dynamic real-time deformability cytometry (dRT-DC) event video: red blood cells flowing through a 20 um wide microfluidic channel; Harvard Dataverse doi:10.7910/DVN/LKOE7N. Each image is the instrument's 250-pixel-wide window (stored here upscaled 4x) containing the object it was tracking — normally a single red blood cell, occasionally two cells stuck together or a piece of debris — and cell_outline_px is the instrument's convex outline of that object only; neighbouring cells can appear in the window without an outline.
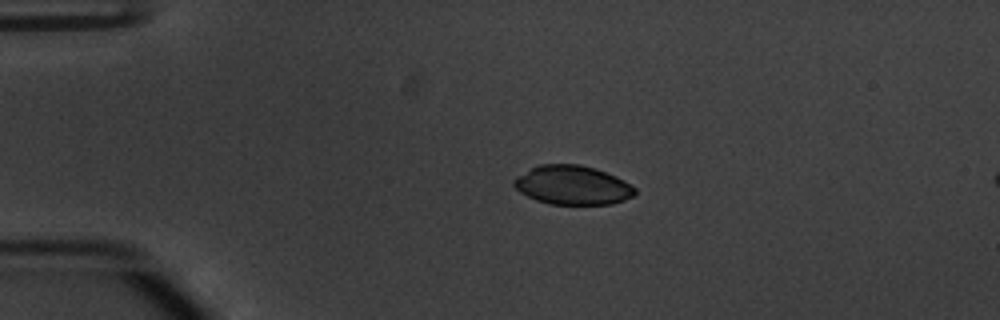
{"species": "common noctule bat (a hibernating species)", "species_latin": "Nyctalus noctula", "temperature_condition": "warm", "stored_images_in_passage": 42, "camera_frame_rate_fps": 3000, "um_per_image_px": 0.085, "animal": {"sex": "male", "body_mass_g": 20.1, "forearm_length_mm": 53.5}, "frame": {"image": 1, "passage_image": 1, "time_ms": 0.0, "image_size_px": [1000, 320], "cell_outline_px": [[636, 192], [632, 196], [624, 200], [612, 204], [548, 204], [536, 200], [520, 192], [512, 184], [512, 180], [516, 176], [540, 164], [580, 164], [596, 168], [616, 176], [624, 180], [636, 188]], "centroid_in_image_um": [48.66, 15.73], "position_along_channel_um": 36.3, "area_um2": 27.63}}
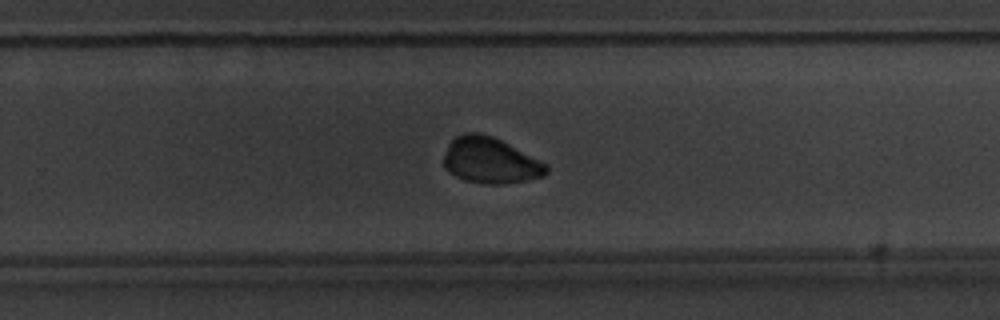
{"frame": {"image": 2, "passage_image": 24, "time_ms": 7.667, "image_size_px": [1000, 320], "cell_outline_px": [[548, 172], [544, 176], [504, 184], [488, 184], [464, 180], [448, 172], [444, 168], [444, 156], [448, 144], [456, 136], [464, 132], [480, 132], [492, 136], [548, 164]], "centroid_in_image_um": [41.65, 13.64], "position_along_channel_um": 288.1, "area_um2": 27.4}}
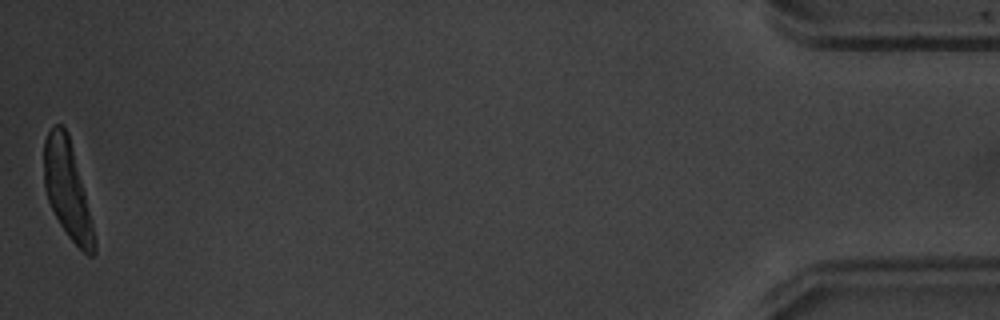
{"frame": {"image": 3, "passage_image": 42, "time_ms": 13.667, "image_size_px": [1000, 320], "cell_outline_px": [[96, 252], [92, 256], [88, 256], [68, 236], [60, 224], [48, 200], [44, 188], [44, 140], [48, 132], [56, 124], [60, 124], [68, 132], [84, 192], [96, 240]], "centroid_in_image_um": [5.71, 16.13], "position_along_channel_um": 429.5, "area_um2": 27.8}, "authors_computed_cell_mechanics": {"area_um2": 29.0156, "velocity_mm_per_s": 3.8342, "shape_relaxation_time_tau1_ms": 3.6908, "shape_relaxation_time_tau2_ms": null, "deformation_change_tau1": 0.2189, "deformation_change_tau2": null}}